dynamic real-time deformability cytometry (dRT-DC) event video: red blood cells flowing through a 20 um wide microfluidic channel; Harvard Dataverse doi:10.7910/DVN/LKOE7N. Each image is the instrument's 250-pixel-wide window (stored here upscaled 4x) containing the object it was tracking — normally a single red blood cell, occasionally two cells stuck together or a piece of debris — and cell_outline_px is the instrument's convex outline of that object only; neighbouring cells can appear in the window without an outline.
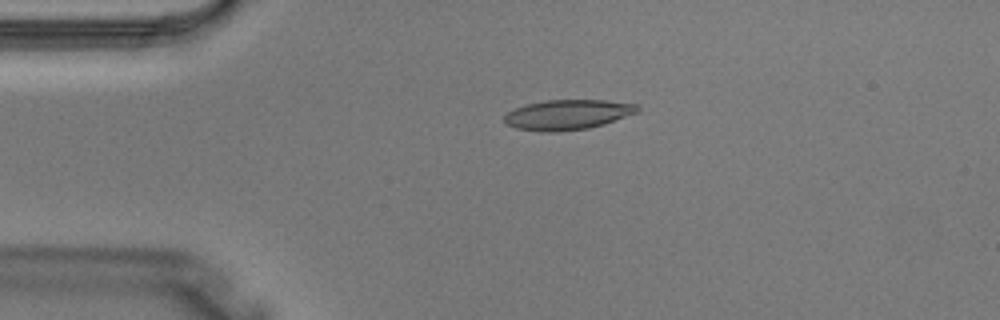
{"species": "Egyptian fruit bat (a non-hibernating species)", "species_latin": "Rousettus aegyptiacus", "temperature_condition": "warm", "stored_images_in_passage": 2, "camera_frame_rate_fps": 3000, "um_per_image_px": 0.085, "animal": {"sex": "male"}, "frame": {"image": 1, "passage_image": 1, "time_ms": 0.0, "image_size_px": [1000, 320], "cell_outline_px": [[640, 112], [604, 124], [588, 128], [556, 132], [540, 132], [516, 128], [504, 124], [504, 116], [508, 112], [524, 104], [548, 100], [604, 100], [636, 104], [640, 108]], "centroid_in_image_um": [48.24, 9.75], "position_along_channel_um": 36.8, "area_um2": 23.47}}
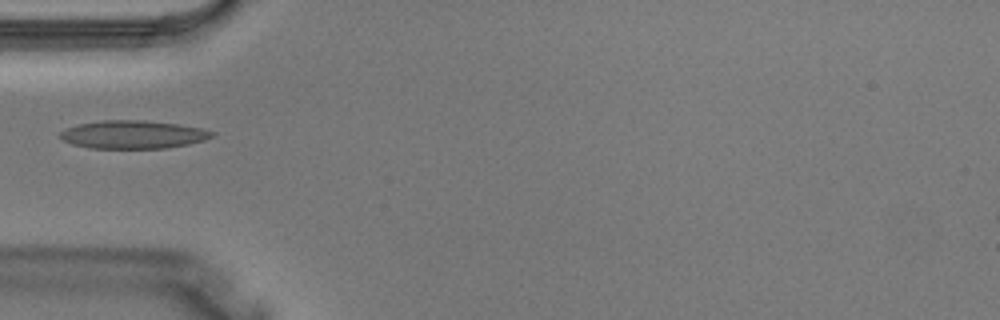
{"frame": {"image": 2, "passage_image": 2, "time_ms": 0.333, "image_size_px": [1000, 320], "cell_outline_px": [[216, 132], [212, 136], [204, 140], [188, 144], [164, 148], [92, 148], [72, 144], [64, 140], [60, 136], [60, 132], [68, 128], [80, 124], [104, 120], [144, 120], [180, 124], [204, 128]], "centroid_in_image_um": [11.37, 11.43], "position_along_channel_um": 73.6, "area_um2": 24.74}}